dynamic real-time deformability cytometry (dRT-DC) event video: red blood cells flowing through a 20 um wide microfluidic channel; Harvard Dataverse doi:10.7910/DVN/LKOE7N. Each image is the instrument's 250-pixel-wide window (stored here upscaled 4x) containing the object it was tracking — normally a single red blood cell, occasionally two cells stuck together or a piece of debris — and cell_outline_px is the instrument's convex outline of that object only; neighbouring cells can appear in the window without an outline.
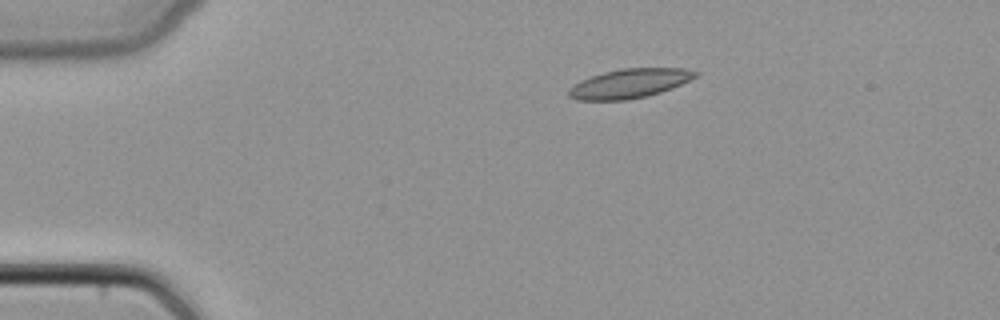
{"species": "common noctule bat (a hibernating species)", "species_latin": "Nyctalus noctula", "temperature_condition": "cold", "stored_images_in_passage": 39, "camera_frame_rate_fps": 3000, "um_per_image_px": 0.085, "animal": {"sex": "female", "body_mass_g": 22.7, "forearm_length_mm": 54.2}, "frame": {"image": 1, "passage_image": 1, "time_ms": 0.0, "image_size_px": [1000, 320], "cell_outline_px": [[700, 72], [696, 76], [672, 88], [648, 96], [628, 100], [576, 100], [568, 96], [568, 88], [572, 84], [580, 80], [604, 72], [620, 68], [684, 68]], "centroid_in_image_um": [53.46, 7.1], "position_along_channel_um": 31.5, "area_um2": 21.68}}
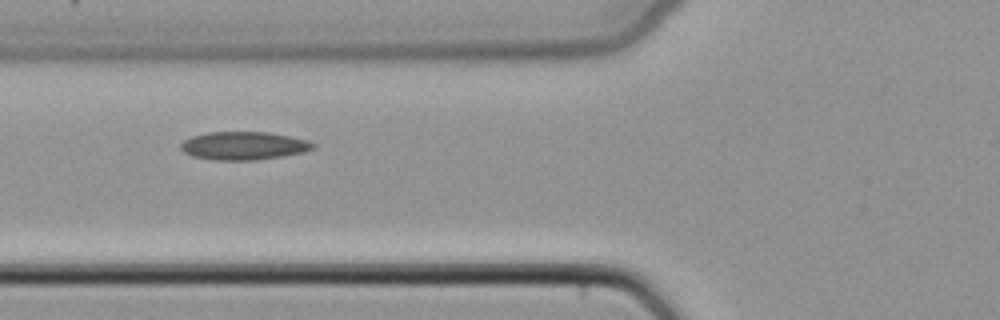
{"frame": {"image": 2, "passage_image": 10, "time_ms": 3.0, "image_size_px": [1000, 320], "cell_outline_px": [[316, 148], [304, 152], [284, 156], [256, 160], [212, 160], [192, 156], [184, 152], [180, 148], [180, 144], [184, 140], [192, 136], [208, 132], [268, 132], [308, 140], [316, 144]], "centroid_in_image_um": [20.73, 12.39], "position_along_channel_um": 105.1, "area_um2": 21.85}}
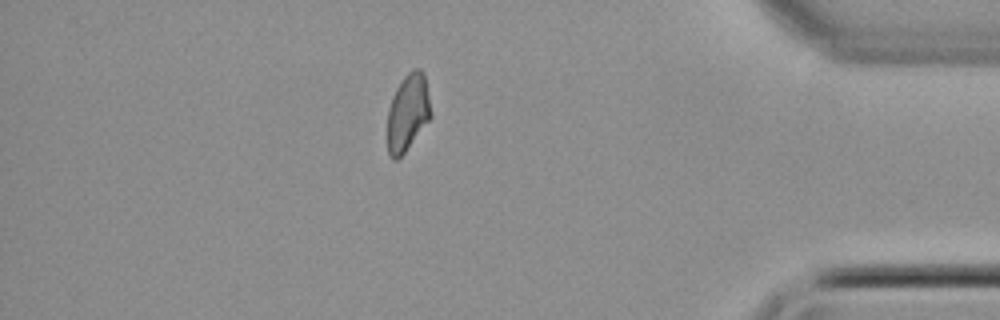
{"frame": {"image": 3, "passage_image": 33, "time_ms": 10.667, "image_size_px": [1000, 320], "cell_outline_px": [[432, 116], [404, 152], [396, 160], [392, 160], [388, 156], [388, 108], [392, 96], [396, 88], [404, 76], [412, 68], [420, 68], [424, 72], [432, 112]], "centroid_in_image_um": [34.66, 9.53], "position_along_channel_um": 400.5, "area_um2": 19.54}}